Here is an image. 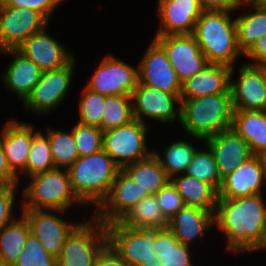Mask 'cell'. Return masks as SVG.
Returning <instances> with one entry per match:
<instances>
[{"label":"cell","mask_w":266,"mask_h":266,"mask_svg":"<svg viewBox=\"0 0 266 266\" xmlns=\"http://www.w3.org/2000/svg\"><path fill=\"white\" fill-rule=\"evenodd\" d=\"M55 168L47 135L39 131L33 136L25 175L32 176Z\"/></svg>","instance_id":"d590c367"},{"label":"cell","mask_w":266,"mask_h":266,"mask_svg":"<svg viewBox=\"0 0 266 266\" xmlns=\"http://www.w3.org/2000/svg\"><path fill=\"white\" fill-rule=\"evenodd\" d=\"M29 178L22 191L21 209L67 211L75 204L83 205L73 191L68 168L55 167Z\"/></svg>","instance_id":"5b68a950"},{"label":"cell","mask_w":266,"mask_h":266,"mask_svg":"<svg viewBox=\"0 0 266 266\" xmlns=\"http://www.w3.org/2000/svg\"><path fill=\"white\" fill-rule=\"evenodd\" d=\"M139 83L172 95H181L182 83L164 48L153 38L138 63Z\"/></svg>","instance_id":"2e32d148"},{"label":"cell","mask_w":266,"mask_h":266,"mask_svg":"<svg viewBox=\"0 0 266 266\" xmlns=\"http://www.w3.org/2000/svg\"><path fill=\"white\" fill-rule=\"evenodd\" d=\"M30 226L21 214L0 231V260L13 266L25 246Z\"/></svg>","instance_id":"4dcf8cb0"},{"label":"cell","mask_w":266,"mask_h":266,"mask_svg":"<svg viewBox=\"0 0 266 266\" xmlns=\"http://www.w3.org/2000/svg\"><path fill=\"white\" fill-rule=\"evenodd\" d=\"M127 228H161L167 229L169 220L164 216L155 195H148L136 203L118 221Z\"/></svg>","instance_id":"f1b7e54d"},{"label":"cell","mask_w":266,"mask_h":266,"mask_svg":"<svg viewBox=\"0 0 266 266\" xmlns=\"http://www.w3.org/2000/svg\"><path fill=\"white\" fill-rule=\"evenodd\" d=\"M250 2L258 8L266 10V0H251Z\"/></svg>","instance_id":"681fc988"},{"label":"cell","mask_w":266,"mask_h":266,"mask_svg":"<svg viewBox=\"0 0 266 266\" xmlns=\"http://www.w3.org/2000/svg\"><path fill=\"white\" fill-rule=\"evenodd\" d=\"M64 0H1L4 5L17 8H30L39 12L48 22L52 13Z\"/></svg>","instance_id":"7bdbcfd3"},{"label":"cell","mask_w":266,"mask_h":266,"mask_svg":"<svg viewBox=\"0 0 266 266\" xmlns=\"http://www.w3.org/2000/svg\"><path fill=\"white\" fill-rule=\"evenodd\" d=\"M259 158L261 163V167L263 169L265 178H266V149L261 150L259 153L256 154Z\"/></svg>","instance_id":"c3c4849f"},{"label":"cell","mask_w":266,"mask_h":266,"mask_svg":"<svg viewBox=\"0 0 266 266\" xmlns=\"http://www.w3.org/2000/svg\"><path fill=\"white\" fill-rule=\"evenodd\" d=\"M181 83L199 73L208 63L192 34L155 36Z\"/></svg>","instance_id":"9a60e30c"},{"label":"cell","mask_w":266,"mask_h":266,"mask_svg":"<svg viewBox=\"0 0 266 266\" xmlns=\"http://www.w3.org/2000/svg\"><path fill=\"white\" fill-rule=\"evenodd\" d=\"M148 195L136 181L120 169L107 197L92 215L104 225L119 221L129 209Z\"/></svg>","instance_id":"e0dca14e"},{"label":"cell","mask_w":266,"mask_h":266,"mask_svg":"<svg viewBox=\"0 0 266 266\" xmlns=\"http://www.w3.org/2000/svg\"><path fill=\"white\" fill-rule=\"evenodd\" d=\"M101 119L103 132L129 124L134 120L131 96H106Z\"/></svg>","instance_id":"e575fe53"},{"label":"cell","mask_w":266,"mask_h":266,"mask_svg":"<svg viewBox=\"0 0 266 266\" xmlns=\"http://www.w3.org/2000/svg\"><path fill=\"white\" fill-rule=\"evenodd\" d=\"M108 245L131 266H162L154 253L161 228H127L118 221L105 225Z\"/></svg>","instance_id":"8992f818"},{"label":"cell","mask_w":266,"mask_h":266,"mask_svg":"<svg viewBox=\"0 0 266 266\" xmlns=\"http://www.w3.org/2000/svg\"><path fill=\"white\" fill-rule=\"evenodd\" d=\"M170 182L181 195L186 206L215 211L219 196L218 190L213 185L187 174L173 176Z\"/></svg>","instance_id":"484cf974"},{"label":"cell","mask_w":266,"mask_h":266,"mask_svg":"<svg viewBox=\"0 0 266 266\" xmlns=\"http://www.w3.org/2000/svg\"><path fill=\"white\" fill-rule=\"evenodd\" d=\"M256 155L266 149V111L234 110L232 127Z\"/></svg>","instance_id":"4316f807"},{"label":"cell","mask_w":266,"mask_h":266,"mask_svg":"<svg viewBox=\"0 0 266 266\" xmlns=\"http://www.w3.org/2000/svg\"><path fill=\"white\" fill-rule=\"evenodd\" d=\"M96 266H131L107 245L96 260Z\"/></svg>","instance_id":"f6af8a7d"},{"label":"cell","mask_w":266,"mask_h":266,"mask_svg":"<svg viewBox=\"0 0 266 266\" xmlns=\"http://www.w3.org/2000/svg\"><path fill=\"white\" fill-rule=\"evenodd\" d=\"M214 212L205 209L184 206L168 222V229L179 243L190 246L197 237L204 238L206 230L214 227Z\"/></svg>","instance_id":"d4e9b609"},{"label":"cell","mask_w":266,"mask_h":266,"mask_svg":"<svg viewBox=\"0 0 266 266\" xmlns=\"http://www.w3.org/2000/svg\"><path fill=\"white\" fill-rule=\"evenodd\" d=\"M149 124L136 119L129 124L103 132V150L122 169L153 154L146 144Z\"/></svg>","instance_id":"ba28073f"},{"label":"cell","mask_w":266,"mask_h":266,"mask_svg":"<svg viewBox=\"0 0 266 266\" xmlns=\"http://www.w3.org/2000/svg\"><path fill=\"white\" fill-rule=\"evenodd\" d=\"M245 6H251L253 11L235 18L237 42L243 54L266 33V10L258 8L251 2H243L240 9Z\"/></svg>","instance_id":"f546056e"},{"label":"cell","mask_w":266,"mask_h":266,"mask_svg":"<svg viewBox=\"0 0 266 266\" xmlns=\"http://www.w3.org/2000/svg\"><path fill=\"white\" fill-rule=\"evenodd\" d=\"M13 266H57V261L45 250L35 235L30 233L21 255Z\"/></svg>","instance_id":"ab89813d"},{"label":"cell","mask_w":266,"mask_h":266,"mask_svg":"<svg viewBox=\"0 0 266 266\" xmlns=\"http://www.w3.org/2000/svg\"><path fill=\"white\" fill-rule=\"evenodd\" d=\"M243 57L252 62H247L248 64L266 68V33L253 44Z\"/></svg>","instance_id":"ee69618b"},{"label":"cell","mask_w":266,"mask_h":266,"mask_svg":"<svg viewBox=\"0 0 266 266\" xmlns=\"http://www.w3.org/2000/svg\"><path fill=\"white\" fill-rule=\"evenodd\" d=\"M262 196L218 199L214 227L225 234L227 252L266 251V204Z\"/></svg>","instance_id":"6da1fadb"},{"label":"cell","mask_w":266,"mask_h":266,"mask_svg":"<svg viewBox=\"0 0 266 266\" xmlns=\"http://www.w3.org/2000/svg\"><path fill=\"white\" fill-rule=\"evenodd\" d=\"M82 97L78 104V123L83 125L96 126L101 129V119L106 96L88 89L83 88Z\"/></svg>","instance_id":"74e56055"},{"label":"cell","mask_w":266,"mask_h":266,"mask_svg":"<svg viewBox=\"0 0 266 266\" xmlns=\"http://www.w3.org/2000/svg\"><path fill=\"white\" fill-rule=\"evenodd\" d=\"M231 67L207 64L199 73L182 83L181 99H194L230 90Z\"/></svg>","instance_id":"cb8c5ba5"},{"label":"cell","mask_w":266,"mask_h":266,"mask_svg":"<svg viewBox=\"0 0 266 266\" xmlns=\"http://www.w3.org/2000/svg\"><path fill=\"white\" fill-rule=\"evenodd\" d=\"M236 9L203 11L196 21L192 35L208 63L236 66L238 57L244 56L237 42Z\"/></svg>","instance_id":"7a4b0ae2"},{"label":"cell","mask_w":266,"mask_h":266,"mask_svg":"<svg viewBox=\"0 0 266 266\" xmlns=\"http://www.w3.org/2000/svg\"><path fill=\"white\" fill-rule=\"evenodd\" d=\"M18 184H0V231L12 222L13 207Z\"/></svg>","instance_id":"b9f144b4"},{"label":"cell","mask_w":266,"mask_h":266,"mask_svg":"<svg viewBox=\"0 0 266 266\" xmlns=\"http://www.w3.org/2000/svg\"><path fill=\"white\" fill-rule=\"evenodd\" d=\"M108 245L105 225L93 215L67 236L57 266H96L101 251Z\"/></svg>","instance_id":"52a82bcc"},{"label":"cell","mask_w":266,"mask_h":266,"mask_svg":"<svg viewBox=\"0 0 266 266\" xmlns=\"http://www.w3.org/2000/svg\"><path fill=\"white\" fill-rule=\"evenodd\" d=\"M71 130L79 157L95 154L103 150V131L99 127L83 125L77 122Z\"/></svg>","instance_id":"f35d334b"},{"label":"cell","mask_w":266,"mask_h":266,"mask_svg":"<svg viewBox=\"0 0 266 266\" xmlns=\"http://www.w3.org/2000/svg\"><path fill=\"white\" fill-rule=\"evenodd\" d=\"M206 147V150H196L185 174L208 182L219 190L222 180L218 173L214 155L209 146L206 145Z\"/></svg>","instance_id":"8d00e7d4"},{"label":"cell","mask_w":266,"mask_h":266,"mask_svg":"<svg viewBox=\"0 0 266 266\" xmlns=\"http://www.w3.org/2000/svg\"><path fill=\"white\" fill-rule=\"evenodd\" d=\"M204 11L232 10L242 6V0H199Z\"/></svg>","instance_id":"bcb514c9"},{"label":"cell","mask_w":266,"mask_h":266,"mask_svg":"<svg viewBox=\"0 0 266 266\" xmlns=\"http://www.w3.org/2000/svg\"><path fill=\"white\" fill-rule=\"evenodd\" d=\"M243 2H250L251 0H242Z\"/></svg>","instance_id":"816d5d0a"},{"label":"cell","mask_w":266,"mask_h":266,"mask_svg":"<svg viewBox=\"0 0 266 266\" xmlns=\"http://www.w3.org/2000/svg\"><path fill=\"white\" fill-rule=\"evenodd\" d=\"M231 91L194 99H181L180 124L186 135L205 141L232 127Z\"/></svg>","instance_id":"3957f363"},{"label":"cell","mask_w":266,"mask_h":266,"mask_svg":"<svg viewBox=\"0 0 266 266\" xmlns=\"http://www.w3.org/2000/svg\"><path fill=\"white\" fill-rule=\"evenodd\" d=\"M121 168L104 151L79 157L69 168L71 184L76 197L96 210L110 192Z\"/></svg>","instance_id":"277c9868"},{"label":"cell","mask_w":266,"mask_h":266,"mask_svg":"<svg viewBox=\"0 0 266 266\" xmlns=\"http://www.w3.org/2000/svg\"><path fill=\"white\" fill-rule=\"evenodd\" d=\"M48 21L30 8L0 4V52L16 49L31 35L48 27Z\"/></svg>","instance_id":"7c38bea8"},{"label":"cell","mask_w":266,"mask_h":266,"mask_svg":"<svg viewBox=\"0 0 266 266\" xmlns=\"http://www.w3.org/2000/svg\"><path fill=\"white\" fill-rule=\"evenodd\" d=\"M197 149L198 147L194 146L189 141L187 142V140H177L170 143L165 150H163V157L160 152L155 149L153 150V154L159 160L167 176L171 178L186 173Z\"/></svg>","instance_id":"d6a6232c"},{"label":"cell","mask_w":266,"mask_h":266,"mask_svg":"<svg viewBox=\"0 0 266 266\" xmlns=\"http://www.w3.org/2000/svg\"><path fill=\"white\" fill-rule=\"evenodd\" d=\"M161 26L155 36L192 34L203 13L199 0H158Z\"/></svg>","instance_id":"ac0fdd59"},{"label":"cell","mask_w":266,"mask_h":266,"mask_svg":"<svg viewBox=\"0 0 266 266\" xmlns=\"http://www.w3.org/2000/svg\"><path fill=\"white\" fill-rule=\"evenodd\" d=\"M138 83L139 66L135 68L108 54L101 60L86 87L104 96H132Z\"/></svg>","instance_id":"30bf717a"},{"label":"cell","mask_w":266,"mask_h":266,"mask_svg":"<svg viewBox=\"0 0 266 266\" xmlns=\"http://www.w3.org/2000/svg\"><path fill=\"white\" fill-rule=\"evenodd\" d=\"M191 249L179 243L168 228L163 229L154 241V253L160 258L162 266H193Z\"/></svg>","instance_id":"1f68e13d"},{"label":"cell","mask_w":266,"mask_h":266,"mask_svg":"<svg viewBox=\"0 0 266 266\" xmlns=\"http://www.w3.org/2000/svg\"><path fill=\"white\" fill-rule=\"evenodd\" d=\"M35 132L34 126L27 122L9 119L0 132V142L7 157L11 170L25 175V166Z\"/></svg>","instance_id":"7402d4cb"},{"label":"cell","mask_w":266,"mask_h":266,"mask_svg":"<svg viewBox=\"0 0 266 266\" xmlns=\"http://www.w3.org/2000/svg\"><path fill=\"white\" fill-rule=\"evenodd\" d=\"M265 180L259 158L257 155H253L222 179L218 190L219 199H235L262 194Z\"/></svg>","instance_id":"44dd1931"},{"label":"cell","mask_w":266,"mask_h":266,"mask_svg":"<svg viewBox=\"0 0 266 266\" xmlns=\"http://www.w3.org/2000/svg\"><path fill=\"white\" fill-rule=\"evenodd\" d=\"M51 156L55 167L69 168L78 158V150L71 131L47 127Z\"/></svg>","instance_id":"836d02e7"},{"label":"cell","mask_w":266,"mask_h":266,"mask_svg":"<svg viewBox=\"0 0 266 266\" xmlns=\"http://www.w3.org/2000/svg\"><path fill=\"white\" fill-rule=\"evenodd\" d=\"M155 197L168 220L185 206L183 198L170 181L155 194Z\"/></svg>","instance_id":"60d3db41"},{"label":"cell","mask_w":266,"mask_h":266,"mask_svg":"<svg viewBox=\"0 0 266 266\" xmlns=\"http://www.w3.org/2000/svg\"><path fill=\"white\" fill-rule=\"evenodd\" d=\"M181 95H172L157 88L138 83L132 93L134 119L147 124L145 119L162 123L181 121ZM175 104H179L178 108ZM145 118V119H144Z\"/></svg>","instance_id":"4fadbf2b"},{"label":"cell","mask_w":266,"mask_h":266,"mask_svg":"<svg viewBox=\"0 0 266 266\" xmlns=\"http://www.w3.org/2000/svg\"><path fill=\"white\" fill-rule=\"evenodd\" d=\"M75 57L65 66L43 71L41 78L35 84L30 95L23 102L26 110L36 115H47L64 101L71 89V80L74 77ZM45 113V114H44Z\"/></svg>","instance_id":"9c48e42d"},{"label":"cell","mask_w":266,"mask_h":266,"mask_svg":"<svg viewBox=\"0 0 266 266\" xmlns=\"http://www.w3.org/2000/svg\"><path fill=\"white\" fill-rule=\"evenodd\" d=\"M122 169L149 195H155L170 181L154 154L147 159L126 165Z\"/></svg>","instance_id":"83f0119b"},{"label":"cell","mask_w":266,"mask_h":266,"mask_svg":"<svg viewBox=\"0 0 266 266\" xmlns=\"http://www.w3.org/2000/svg\"><path fill=\"white\" fill-rule=\"evenodd\" d=\"M0 53L14 57L1 75V80L6 89L15 93L19 100L24 102L41 78L43 71L16 49H6Z\"/></svg>","instance_id":"603a6c76"},{"label":"cell","mask_w":266,"mask_h":266,"mask_svg":"<svg viewBox=\"0 0 266 266\" xmlns=\"http://www.w3.org/2000/svg\"><path fill=\"white\" fill-rule=\"evenodd\" d=\"M47 27L31 35L16 50L34 62L42 71H50L67 65L75 55L68 51L49 33Z\"/></svg>","instance_id":"d6986e66"},{"label":"cell","mask_w":266,"mask_h":266,"mask_svg":"<svg viewBox=\"0 0 266 266\" xmlns=\"http://www.w3.org/2000/svg\"><path fill=\"white\" fill-rule=\"evenodd\" d=\"M18 176L11 170L0 142V184H19Z\"/></svg>","instance_id":"7dc6e473"},{"label":"cell","mask_w":266,"mask_h":266,"mask_svg":"<svg viewBox=\"0 0 266 266\" xmlns=\"http://www.w3.org/2000/svg\"><path fill=\"white\" fill-rule=\"evenodd\" d=\"M0 266H8L3 261L0 260Z\"/></svg>","instance_id":"f907efd6"},{"label":"cell","mask_w":266,"mask_h":266,"mask_svg":"<svg viewBox=\"0 0 266 266\" xmlns=\"http://www.w3.org/2000/svg\"><path fill=\"white\" fill-rule=\"evenodd\" d=\"M235 69L231 67L230 74L233 109L266 111V68L242 63L237 80H233Z\"/></svg>","instance_id":"8fae6325"},{"label":"cell","mask_w":266,"mask_h":266,"mask_svg":"<svg viewBox=\"0 0 266 266\" xmlns=\"http://www.w3.org/2000/svg\"><path fill=\"white\" fill-rule=\"evenodd\" d=\"M204 142L214 155L221 180L254 155L248 143L232 128Z\"/></svg>","instance_id":"ffe728a7"},{"label":"cell","mask_w":266,"mask_h":266,"mask_svg":"<svg viewBox=\"0 0 266 266\" xmlns=\"http://www.w3.org/2000/svg\"><path fill=\"white\" fill-rule=\"evenodd\" d=\"M22 215L28 221L30 232L42 243L45 250L55 258L62 252L65 240L80 223L62 219L66 211L22 209ZM59 215V216H58Z\"/></svg>","instance_id":"5bb4252c"}]
</instances>
